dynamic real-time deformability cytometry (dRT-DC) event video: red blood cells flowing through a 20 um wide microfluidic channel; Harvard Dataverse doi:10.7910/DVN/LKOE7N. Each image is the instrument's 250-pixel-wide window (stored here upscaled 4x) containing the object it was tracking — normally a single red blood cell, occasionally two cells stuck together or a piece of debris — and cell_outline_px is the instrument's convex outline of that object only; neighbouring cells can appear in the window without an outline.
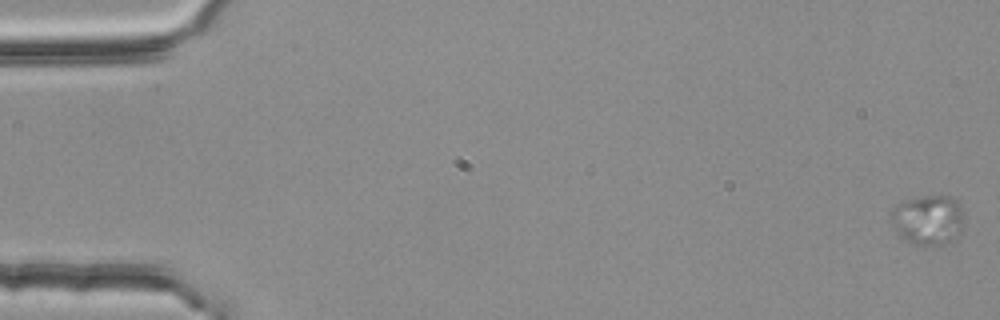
{"species": "common noctule bat (a hibernating species)", "species_latin": "Nyctalus noctula", "temperature_condition": "room temperature", "stored_images_in_passage": 5, "camera_frame_rate_fps": 3000, "um_per_image_px": 0.085, "animal": {"sex": "female", "body_mass_g": 25.1}, "frame": {"image": 1, "passage_image": 1, "time_ms": 0.0, "image_size_px": [1000, 320], "cell_outline_px": [[964, 212], [960, 232], [952, 240], [940, 244], [912, 244], [904, 240], [900, 236], [888, 220], [892, 208], [896, 204], [904, 200], [916, 196], [948, 196], [956, 200], [960, 204]], "centroid_in_image_um": [78.83, 18.65], "position_along_channel_um": 6.2, "area_um2": 21.44}}
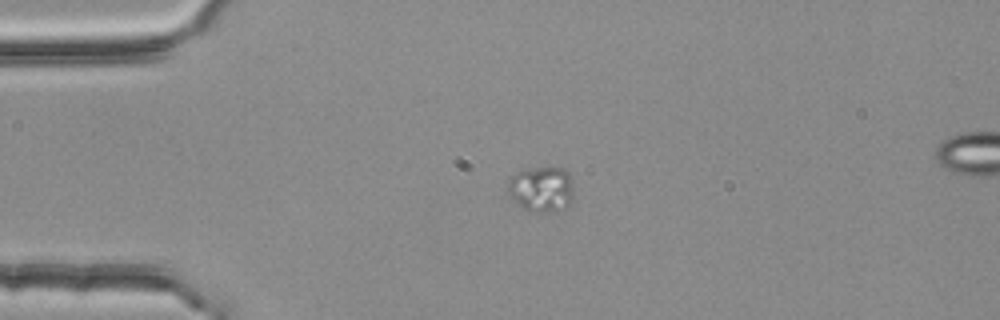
{"frame": {"image": 2, "passage_image": 4, "time_ms": 1.0, "image_size_px": [1000, 320], "cell_outline_px": [[572, 204], [556, 212], [528, 212], [508, 192], [508, 180], [516, 172], [532, 168], [564, 168], [568, 172], [572, 180]], "centroid_in_image_um": [46.06, 16.09], "position_along_channel_um": 38.9, "area_um2": 17.46}}
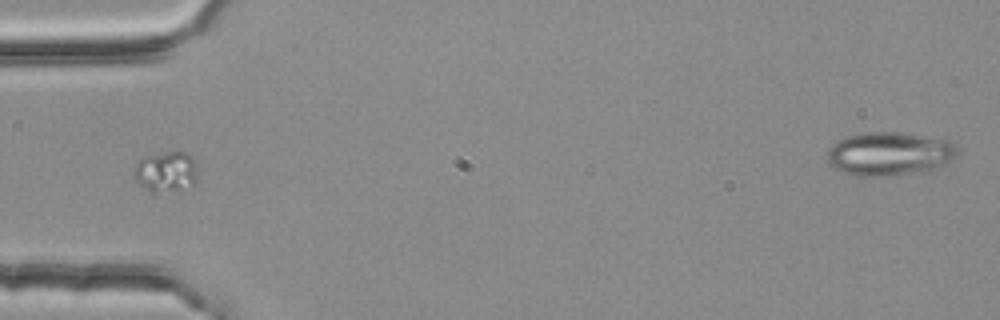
{"frame": {"image": 3, "passage_image": 5, "time_ms": 1.333, "image_size_px": [1000, 320], "cell_outline_px": [[196, 184], [180, 192], [152, 192], [140, 184], [136, 180], [136, 164], [140, 160], [148, 156], [164, 152], [188, 152], [196, 160]], "centroid_in_image_um": [14.2, 14.62], "position_along_channel_um": 70.8, "area_um2": 15.14}}